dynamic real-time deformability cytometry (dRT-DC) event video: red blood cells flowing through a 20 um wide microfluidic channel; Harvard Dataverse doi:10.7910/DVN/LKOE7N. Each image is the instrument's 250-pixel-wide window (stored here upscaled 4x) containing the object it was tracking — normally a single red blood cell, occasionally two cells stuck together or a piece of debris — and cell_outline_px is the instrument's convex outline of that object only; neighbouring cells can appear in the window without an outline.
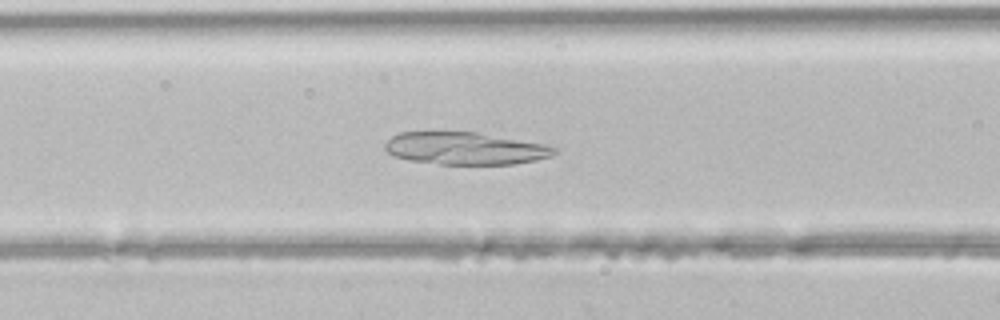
{"species": "common noctule bat (a hibernating species)", "species_latin": "Nyctalus noctula", "temperature_condition": "room temperature", "stored_images_in_passage": 48, "camera_frame_rate_fps": 3000, "um_per_image_px": 0.085, "animal": {"sex": "male", "body_mass_g": 21.5, "forearm_length_mm": 52.0}, "frame": {"image": 1, "passage_image": 20, "time_ms": 6.333, "image_size_px": [1000, 320], "cell_outline_px": [[556, 152], [552, 156], [536, 160], [512, 164], [440, 164], [412, 160], [392, 156], [384, 148], [384, 144], [392, 136], [400, 132], [440, 128], [476, 132], [544, 144], [556, 148]], "centroid_in_image_um": [39.44, 12.56], "position_along_channel_um": 127.2, "area_um2": 32.83}}
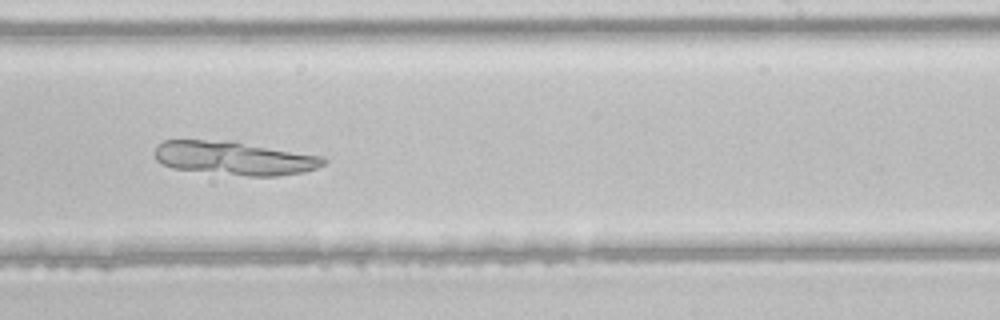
{"frame": {"image": 2, "passage_image": 30, "time_ms": 9.667, "image_size_px": [1000, 320], "cell_outline_px": [[328, 160], [324, 164], [316, 168], [304, 172], [276, 176], [248, 176], [172, 168], [156, 160], [156, 148], [164, 140], [236, 140], [324, 156]], "centroid_in_image_um": [20.01, 13.42], "position_along_channel_um": 269.0, "area_um2": 33.41}}
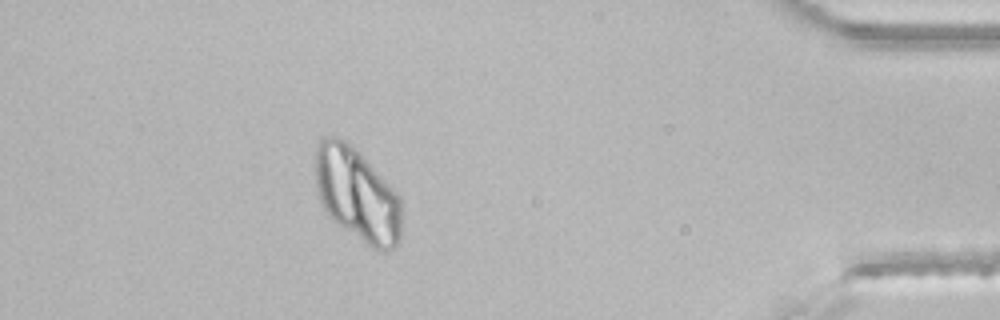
{"frame": {"image": 3, "passage_image": 43, "time_ms": 14.0, "image_size_px": [1000, 320], "cell_outline_px": [[400, 244], [384, 252], [380, 252], [372, 248], [332, 220], [328, 216], [320, 200], [316, 188], [316, 144], [320, 140], [328, 136], [336, 136], [344, 140], [400, 196]], "centroid_in_image_um": [30.33, 16.59], "position_along_channel_um": 404.9, "area_um2": 46.07}}